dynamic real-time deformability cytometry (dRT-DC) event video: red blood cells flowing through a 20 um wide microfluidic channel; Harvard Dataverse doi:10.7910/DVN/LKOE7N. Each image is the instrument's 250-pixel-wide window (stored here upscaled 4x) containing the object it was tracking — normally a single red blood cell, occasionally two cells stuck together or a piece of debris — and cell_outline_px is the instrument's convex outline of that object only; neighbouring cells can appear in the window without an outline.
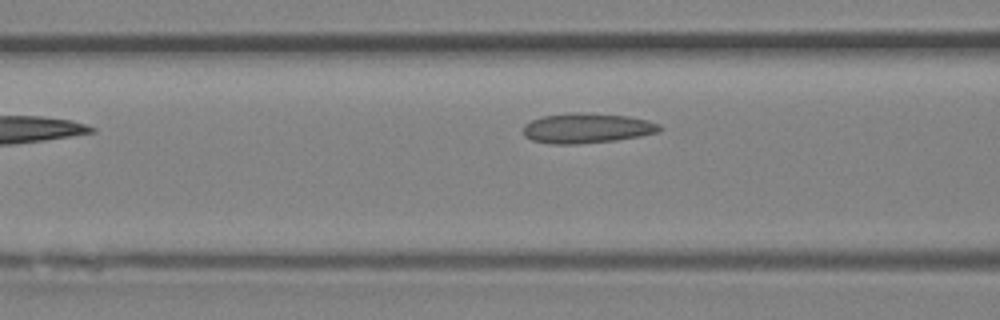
{"species": "Egyptian fruit bat (a non-hibernating species)", "species_latin": "Rousettus aegyptiacus", "temperature_condition": "room temperature", "stored_images_in_passage": 4, "camera_frame_rate_fps": 3000, "um_per_image_px": 0.085, "animal": {"sex": "female"}, "frame": {"image": 1, "passage_image": 4, "time_ms": 1.0, "image_size_px": [1000, 320], "cell_outline_px": [[664, 128], [660, 132], [640, 136], [616, 140], [576, 144], [552, 144], [532, 140], [524, 136], [524, 124], [532, 120], [544, 116], [568, 112], [580, 112], [628, 116], [648, 120], [660, 124]], "centroid_in_image_um": [49.92, 10.89], "position_along_channel_um": 116.7, "area_um2": 23.99}}